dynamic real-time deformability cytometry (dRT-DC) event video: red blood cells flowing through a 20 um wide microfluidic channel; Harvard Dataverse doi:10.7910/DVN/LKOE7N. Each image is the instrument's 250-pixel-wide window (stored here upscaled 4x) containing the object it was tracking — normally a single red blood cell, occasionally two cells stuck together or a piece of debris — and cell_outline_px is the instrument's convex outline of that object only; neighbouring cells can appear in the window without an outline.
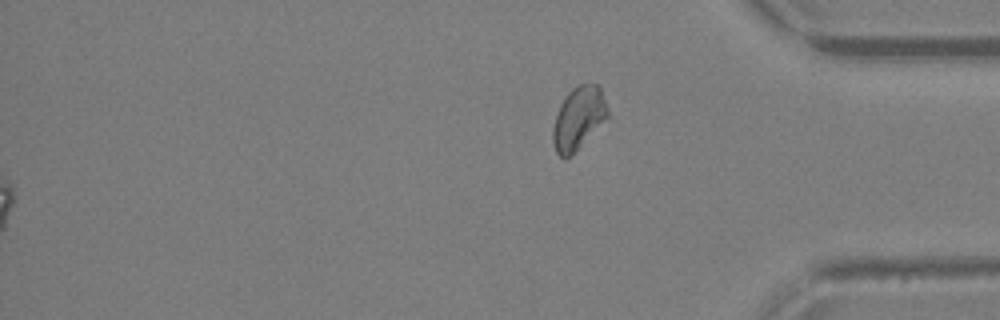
{"species": "Egyptian fruit bat (a non-hibernating species)", "species_latin": "Rousettus aegyptiacus", "temperature_condition": "warm", "stored_images_in_passage": 44, "segment_of_instrument_passage": [2, 2], "camera_frame_rate_fps": 3000, "um_per_image_px": 0.085, "animal": {"sex": "female"}, "frame": {"image": 1, "passage_image": 44, "time_ms": 14.333, "image_size_px": [1000, 320], "cell_outline_px": [[608, 116], [564, 160], [556, 152], [552, 140], [552, 128], [560, 104], [568, 92], [572, 88], [580, 84], [600, 84], [608, 112]], "centroid_in_image_um": [49.14, 9.99], "position_along_channel_um": 386.1, "area_um2": 19.36}}